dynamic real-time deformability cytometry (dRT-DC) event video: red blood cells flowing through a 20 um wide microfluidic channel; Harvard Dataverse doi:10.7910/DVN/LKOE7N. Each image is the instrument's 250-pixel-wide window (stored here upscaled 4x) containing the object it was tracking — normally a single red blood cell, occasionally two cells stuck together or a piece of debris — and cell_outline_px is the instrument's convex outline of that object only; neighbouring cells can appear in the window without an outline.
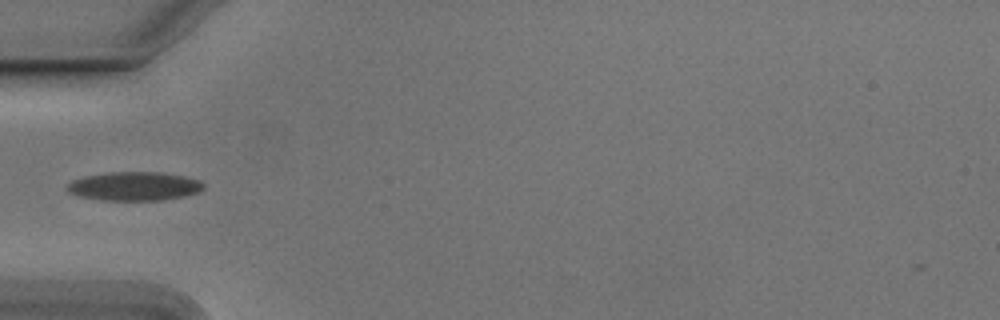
{"species": "Egyptian fruit bat (a non-hibernating species)", "species_latin": "Rousettus aegyptiacus", "temperature_condition": "cold", "stored_images_in_passage": 33, "camera_frame_rate_fps": 3000, "um_per_image_px": 0.085, "animal": {"sex": "male"}, "frame": {"image": 1, "passage_image": 2, "time_ms": 0.333, "image_size_px": [1000, 320], "cell_outline_px": [[204, 188], [200, 192], [184, 196], [164, 200], [100, 200], [80, 196], [68, 192], [64, 188], [64, 184], [72, 180], [84, 176], [108, 172], [160, 172], [184, 176], [200, 180], [204, 184]], "centroid_in_image_um": [11.39, 15.82], "position_along_channel_um": 73.6, "area_um2": 23.18}}
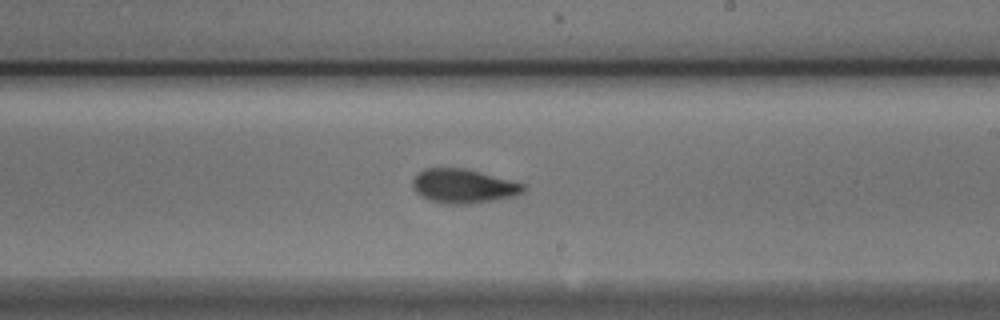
{"frame": {"image": 2, "passage_image": 16, "time_ms": 5.0, "image_size_px": [1000, 320], "cell_outline_px": [[524, 192], [516, 196], [496, 200], [472, 204], [444, 204], [428, 200], [420, 196], [412, 188], [412, 180], [416, 172], [424, 168], [464, 168], [480, 172], [524, 184]], "centroid_in_image_um": [39.34, 15.83], "position_along_channel_um": 249.7, "area_um2": 22.31}}
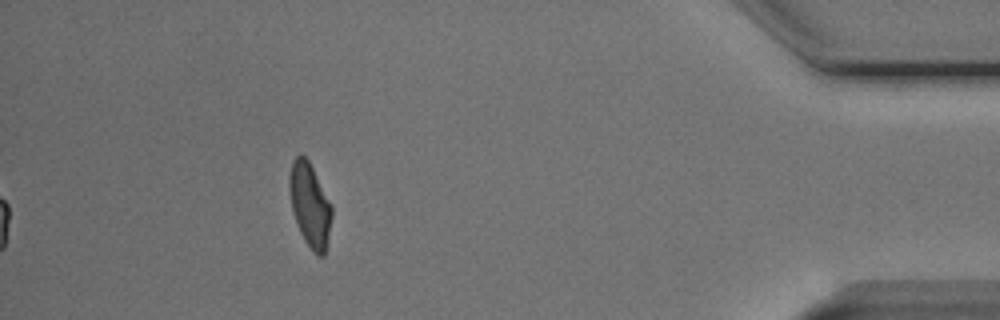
{"frame": {"image": 3, "passage_image": 33, "time_ms": 10.667, "image_size_px": [1000, 320], "cell_outline_px": [[332, 216], [324, 256], [316, 256], [312, 252], [304, 240], [296, 224], [292, 208], [288, 188], [288, 176], [292, 160], [300, 152], [308, 160], [332, 204]], "centroid_in_image_um": [26.32, 17.41], "position_along_channel_um": 408.9, "area_um2": 20.92}, "authors_computed_cell_mechanics": {"area_um2": 21.2704, "velocity_mm_per_s": 3.7633, "shape_relaxation_time_tau1_ms": 3.7544, "shape_relaxation_time_tau2_ms": 1.7765, "deformation_change_tau1": 0.1479, "deformation_change_tau2": 0.071}}